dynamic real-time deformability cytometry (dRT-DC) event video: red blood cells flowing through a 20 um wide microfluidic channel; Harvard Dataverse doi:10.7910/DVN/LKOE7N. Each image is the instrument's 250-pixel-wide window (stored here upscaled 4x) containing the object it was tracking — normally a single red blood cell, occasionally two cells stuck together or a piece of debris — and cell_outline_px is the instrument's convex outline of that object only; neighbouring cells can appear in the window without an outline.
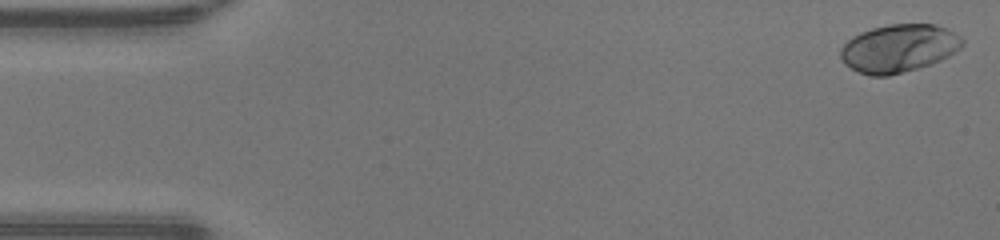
{"species": "human", "species_latin": "Homo sapiens", "temperature_condition": "warm", "stored_images_in_passage": 47, "camera_frame_rate_fps": 3000, "um_per_image_px": 0.085, "donor": {"sex": "male"}, "frame": {"image": 1, "passage_image": 1, "time_ms": 0.0, "image_size_px": [1000, 240], "cell_outline_px": [[964, 44], [960, 48], [948, 56], [940, 60], [916, 68], [888, 76], [868, 76], [844, 64], [840, 56], [840, 48], [852, 36], [860, 32], [872, 28], [888, 24], [936, 24], [948, 28], [960, 36], [964, 40]], "centroid_in_image_um": [76.39, 4.09], "position_along_channel_um": 8.6, "area_um2": 34.04}}
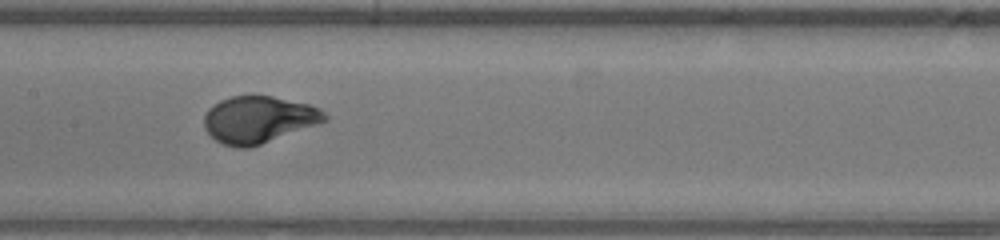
{"frame": {"image": 2, "passage_image": 23, "time_ms": 7.333, "image_size_px": [1000, 240], "cell_outline_px": [[328, 120], [320, 124], [248, 148], [236, 148], [224, 144], [216, 140], [204, 128], [204, 116], [208, 108], [220, 100], [232, 96], [272, 96], [308, 104], [320, 108], [328, 116]], "centroid_in_image_um": [22.0, 10.16], "position_along_channel_um": 185.4, "area_um2": 32.95}}
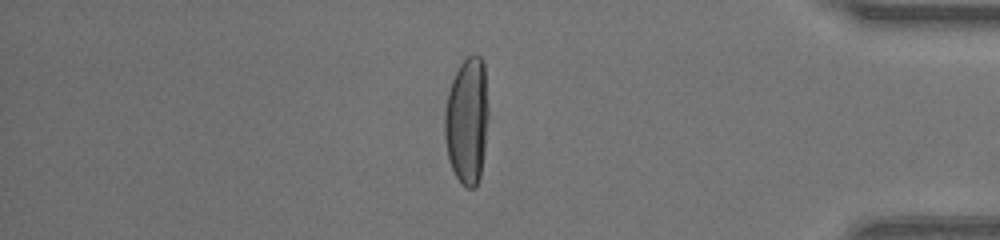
{"frame": {"image": 3, "passage_image": 40, "time_ms": 13.0, "image_size_px": [1000, 240], "cell_outline_px": [[488, 116], [484, 148], [480, 176], [476, 188], [468, 188], [456, 176], [452, 168], [448, 156], [444, 136], [444, 112], [448, 92], [452, 80], [460, 64], [468, 56], [480, 56], [484, 64], [488, 108]], "centroid_in_image_um": [39.69, 10.25], "position_along_channel_um": 395.5, "area_um2": 32.14}, "authors_computed_cell_mechanics": {"area_um2": 33.0038, "velocity_mm_per_s": 4.329, "shape_relaxation_time_tau1_ms": 3.1949, "shape_relaxation_time_tau2_ms": null, "deformation_change_tau1": 0.2378, "deformation_change_tau2": null}}